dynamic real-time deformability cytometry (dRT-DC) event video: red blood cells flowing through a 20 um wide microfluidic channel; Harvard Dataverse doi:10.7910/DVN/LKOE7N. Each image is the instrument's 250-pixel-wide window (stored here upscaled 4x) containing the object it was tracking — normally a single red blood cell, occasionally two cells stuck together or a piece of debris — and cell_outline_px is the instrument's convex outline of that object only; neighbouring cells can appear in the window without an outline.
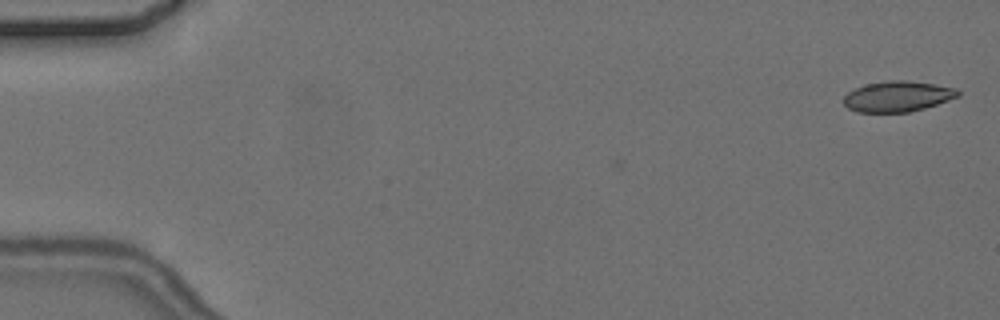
{"species": "common noctule bat (a hibernating species)", "species_latin": "Nyctalus noctula", "temperature_condition": "cold", "stored_images_in_passage": 10, "camera_frame_rate_fps": 3000, "um_per_image_px": 0.085, "animal": {"sex": "female", "body_mass_g": 24.6, "forearm_length_mm": 56.2}, "frame": {"image": 1, "passage_image": 1, "time_ms": 0.0, "image_size_px": [1000, 320], "cell_outline_px": [[960, 96], [924, 108], [908, 112], [856, 112], [848, 108], [844, 104], [844, 96], [848, 92], [856, 88], [868, 84], [888, 80], [908, 80], [956, 88], [960, 92]], "centroid_in_image_um": [76.29, 8.19], "position_along_channel_um": 8.7, "area_um2": 20.23}}
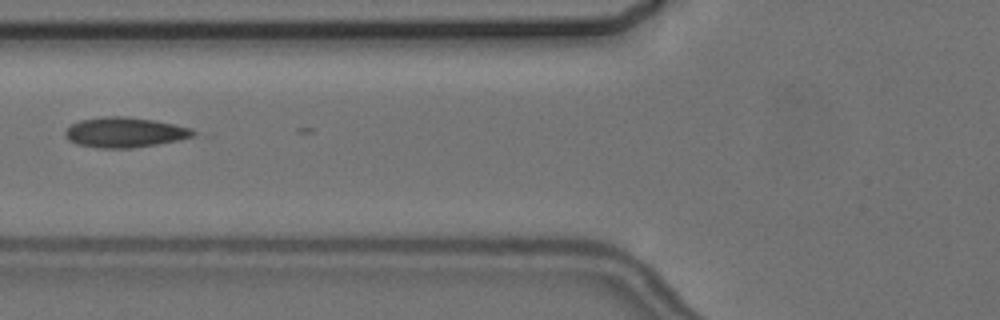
{"frame": {"image": 2, "passage_image": 6, "time_ms": 7.0, "image_size_px": [1000, 320], "cell_outline_px": [[196, 132], [192, 136], [180, 140], [132, 148], [96, 148], [76, 144], [68, 140], [64, 136], [64, 132], [72, 124], [80, 120], [104, 116], [128, 116], [152, 120], [192, 128]], "centroid_in_image_um": [10.56, 11.25], "position_along_channel_um": 115.2, "area_um2": 22.48}}
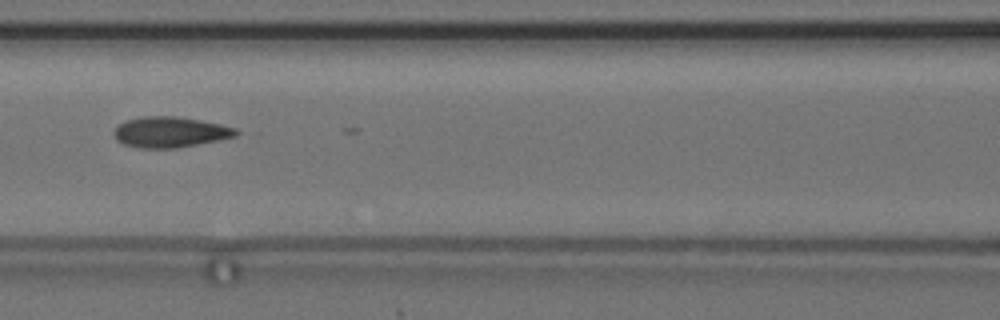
{"frame": {"image": 3, "passage_image": 7, "time_ms": 8.0, "image_size_px": [1000, 320], "cell_outline_px": [[244, 132], [236, 136], [220, 140], [176, 148], [140, 148], [124, 144], [116, 140], [112, 132], [120, 124], [128, 120], [144, 116], [176, 116], [200, 120], [220, 124], [236, 128]], "centroid_in_image_um": [14.51, 11.23], "position_along_channel_um": 152.1, "area_um2": 21.91}}